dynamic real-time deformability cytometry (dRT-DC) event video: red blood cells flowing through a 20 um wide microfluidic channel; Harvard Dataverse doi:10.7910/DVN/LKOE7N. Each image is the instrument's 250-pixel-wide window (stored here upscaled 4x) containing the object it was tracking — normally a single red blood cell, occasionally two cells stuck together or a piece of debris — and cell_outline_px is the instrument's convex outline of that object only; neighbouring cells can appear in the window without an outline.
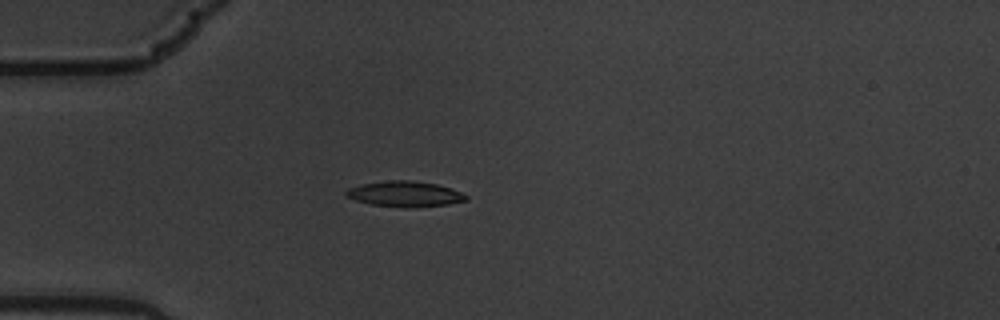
{"species": "common noctule bat (a hibernating species)", "species_latin": "Nyctalus noctula", "temperature_condition": "warm", "stored_images_in_passage": 42, "camera_frame_rate_fps": 3000, "um_per_image_px": 0.085, "animal": {"sex": "male", "body_mass_g": 19.5, "forearm_length_mm": 54.6}, "frame": {"image": 1, "passage_image": 1, "time_ms": 0.0, "image_size_px": [1000, 320], "cell_outline_px": [[468, 200], [448, 204], [416, 208], [404, 208], [372, 204], [356, 200], [344, 196], [344, 192], [348, 188], [364, 184], [392, 180], [408, 180], [436, 184], [452, 188], [468, 196]], "centroid_in_image_um": [34.43, 16.5], "position_along_channel_um": 50.6, "area_um2": 17.86}}
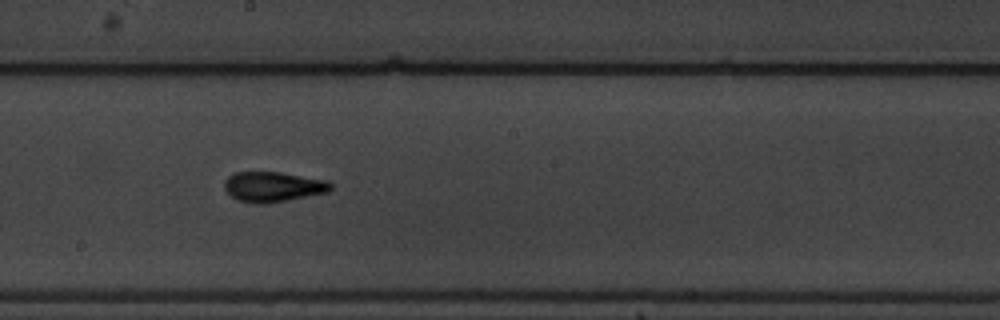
{"frame": {"image": 2, "passage_image": 17, "time_ms": 5.333, "image_size_px": [1000, 320], "cell_outline_px": [[332, 188], [328, 192], [264, 204], [256, 204], [236, 200], [224, 188], [224, 180], [228, 176], [236, 172], [280, 172], [328, 180], [332, 184]], "centroid_in_image_um": [23.2, 15.87], "position_along_channel_um": 225.0, "area_um2": 18.67}}
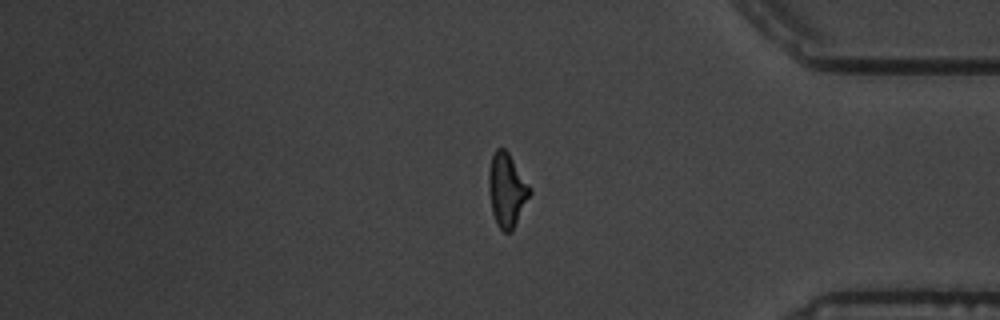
{"frame": {"image": 3, "passage_image": 33, "time_ms": 10.667, "image_size_px": [1000, 320], "cell_outline_px": [[532, 192], [512, 232], [504, 232], [496, 224], [492, 212], [488, 188], [488, 172], [492, 156], [496, 148], [504, 148], [508, 152], [532, 188]], "centroid_in_image_um": [43.09, 16.16], "position_along_channel_um": 392.1, "area_um2": 17.8}, "authors_computed_cell_mechanics": {"area_um2": 17.629, "velocity_mm_per_s": 3.5202, "shape_relaxation_time_tau1_ms": 5.3158, "shape_relaxation_time_tau2_ms": 1.6506, "deformation_change_tau1": 0.1864, "deformation_change_tau2": 0.0836}}